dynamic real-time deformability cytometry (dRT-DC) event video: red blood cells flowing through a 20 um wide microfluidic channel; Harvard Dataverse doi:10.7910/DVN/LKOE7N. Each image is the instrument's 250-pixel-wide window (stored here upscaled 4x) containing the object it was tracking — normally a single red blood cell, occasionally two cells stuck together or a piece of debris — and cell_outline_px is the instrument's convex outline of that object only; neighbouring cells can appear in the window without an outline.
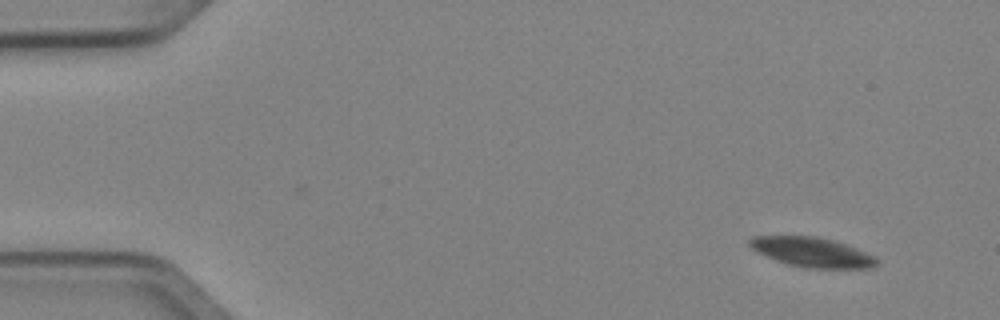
{"species": "Egyptian fruit bat (a non-hibernating species)", "species_latin": "Rousettus aegyptiacus", "temperature_condition": "cold", "stored_images_in_passage": 5, "camera_frame_rate_fps": 3000, "um_per_image_px": 0.085, "animal": {"sex": "female"}, "frame": {"image": 1, "passage_image": 1, "time_ms": 0.0, "image_size_px": [1000, 320], "cell_outline_px": [[880, 260], [876, 268], [804, 268], [788, 264], [776, 260], [756, 252], [748, 244], [748, 240], [752, 236], [816, 236], [832, 240], [856, 248], [876, 256]], "centroid_in_image_um": [69.06, 21.44], "position_along_channel_um": 15.9, "area_um2": 22.14}}
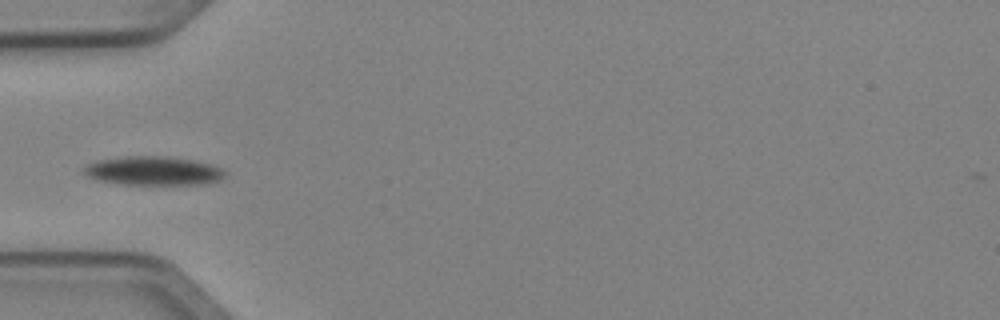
{"frame": {"image": 2, "passage_image": 4, "time_ms": 1.0, "image_size_px": [1000, 320], "cell_outline_px": [[228, 172], [220, 180], [204, 184], [120, 184], [100, 180], [88, 176], [84, 172], [84, 168], [88, 164], [100, 160], [128, 156], [168, 156], [192, 160], [208, 164], [220, 168]], "centroid_in_image_um": [13.07, 14.52], "position_along_channel_um": 71.9, "area_um2": 23.41}}
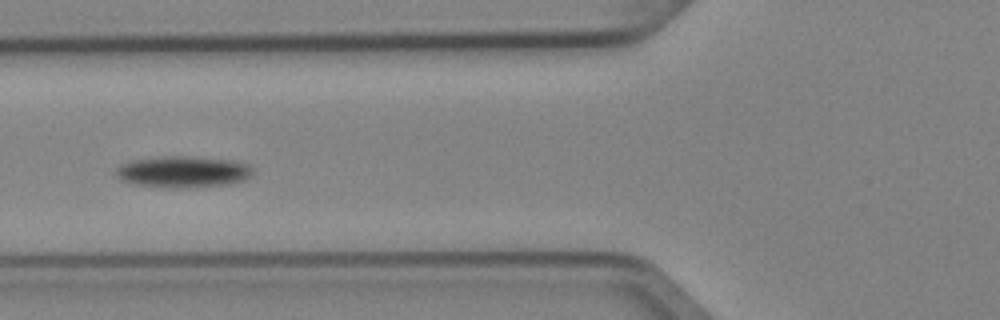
{"frame": {"image": 3, "passage_image": 5, "time_ms": 1.333, "image_size_px": [1000, 320], "cell_outline_px": [[252, 172], [244, 180], [232, 184], [180, 188], [164, 188], [132, 184], [120, 180], [116, 176], [116, 168], [120, 164], [132, 160], [164, 156], [184, 156], [232, 160], [248, 164], [252, 168]], "centroid_in_image_um": [15.51, 14.61], "position_along_channel_um": 110.3, "area_um2": 25.26}}